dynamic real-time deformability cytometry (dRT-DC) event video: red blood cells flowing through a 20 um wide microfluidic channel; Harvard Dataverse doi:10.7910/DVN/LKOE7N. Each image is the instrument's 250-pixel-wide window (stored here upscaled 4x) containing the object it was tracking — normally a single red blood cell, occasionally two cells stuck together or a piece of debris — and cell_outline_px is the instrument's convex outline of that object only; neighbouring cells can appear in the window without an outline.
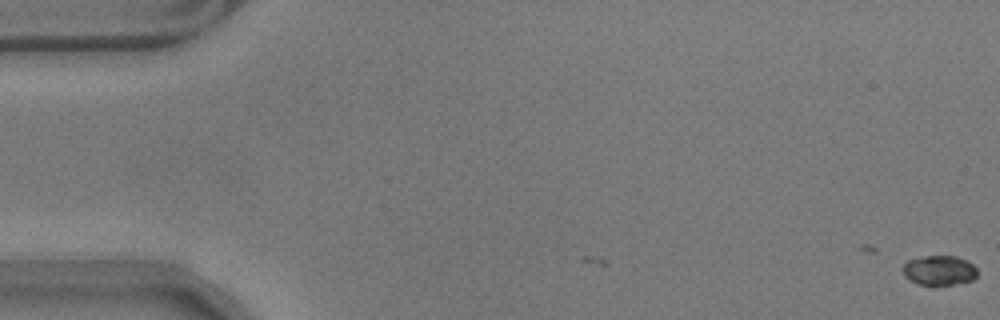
{"species": "common noctule bat (a hibernating species)", "species_latin": "Nyctalus noctula", "temperature_condition": "warm", "stored_images_in_passage": 3, "camera_frame_rate_fps": 3000, "um_per_image_px": 0.085, "animal": {"sex": "male", "body_mass_g": 17.9}, "frame": {"image": 1, "passage_image": 3, "time_ms": 0.667, "image_size_px": [1000, 320], "cell_outline_px": [[976, 276], [972, 280], [952, 284], [916, 284], [904, 276], [900, 268], [908, 260], [928, 256], [956, 256], [968, 260], [976, 268]], "centroid_in_image_um": [79.8, 22.97], "position_along_channel_um": 5.2, "area_um2": 12.83}}